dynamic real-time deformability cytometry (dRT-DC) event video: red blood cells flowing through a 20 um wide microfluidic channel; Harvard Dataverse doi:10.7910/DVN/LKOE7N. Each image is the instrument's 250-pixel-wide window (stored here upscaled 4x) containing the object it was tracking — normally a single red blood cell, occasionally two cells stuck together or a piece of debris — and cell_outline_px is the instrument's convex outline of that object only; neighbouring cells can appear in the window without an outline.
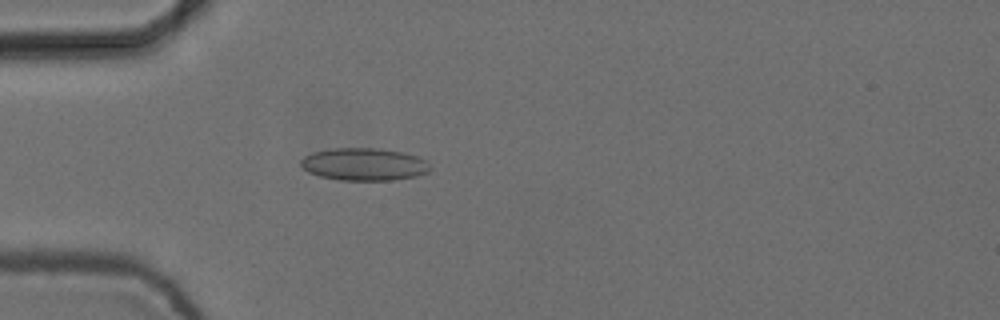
{"species": "common noctule bat (a hibernating species)", "species_latin": "Nyctalus noctula", "temperature_condition": "cold", "stored_images_in_passage": 3, "camera_frame_rate_fps": 3000, "um_per_image_px": 0.085, "animal": {"sex": "female", "body_mass_g": 24.6, "forearm_length_mm": 56.2}, "frame": {"image": 1, "passage_image": 3, "time_ms": 0.667, "image_size_px": [1000, 320], "cell_outline_px": [[432, 168], [428, 172], [416, 176], [392, 180], [340, 180], [320, 176], [308, 172], [300, 164], [300, 160], [304, 156], [312, 152], [332, 148], [376, 148], [404, 152], [416, 156], [424, 160]], "centroid_in_image_um": [30.93, 13.96], "position_along_channel_um": 54.1, "area_um2": 24.51}}